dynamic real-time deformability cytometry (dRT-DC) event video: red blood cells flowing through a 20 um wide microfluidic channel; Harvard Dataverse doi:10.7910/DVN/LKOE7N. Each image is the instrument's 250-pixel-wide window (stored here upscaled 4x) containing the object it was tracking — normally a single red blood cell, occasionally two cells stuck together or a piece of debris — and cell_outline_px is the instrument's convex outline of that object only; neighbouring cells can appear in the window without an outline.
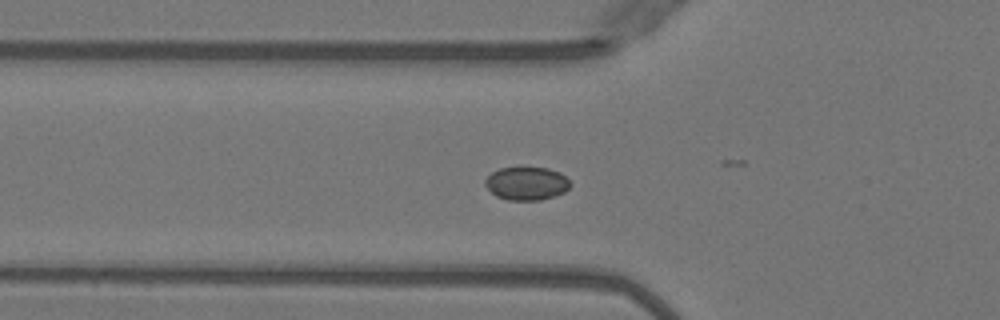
{"species": "Egyptian fruit bat (a non-hibernating species)", "species_latin": "Rousettus aegyptiacus", "temperature_condition": "warm", "stored_images_in_passage": 21, "camera_frame_rate_fps": 3000, "um_per_image_px": 0.085, "animal": {"sex": "female"}, "frame": {"image": 1, "passage_image": 17, "time_ms": 5.333, "image_size_px": [1000, 320], "cell_outline_px": [[572, 184], [564, 192], [540, 200], [508, 200], [496, 196], [484, 184], [484, 180], [492, 172], [500, 168], [520, 164], [548, 168], [560, 172]], "centroid_in_image_um": [44.74, 15.54], "position_along_channel_um": 81.1, "area_um2": 16.99}}
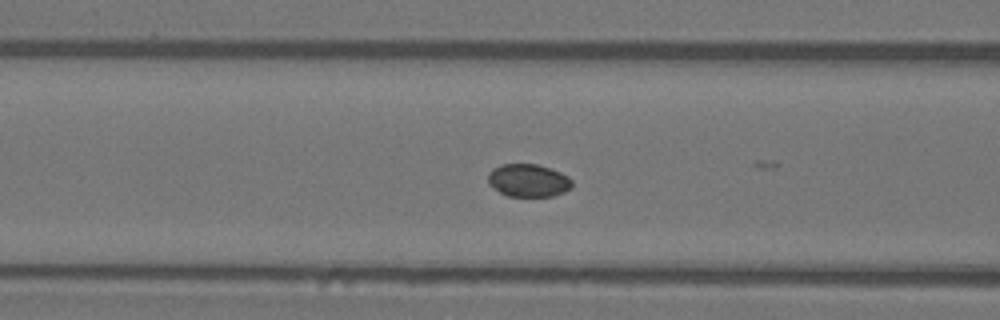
{"frame": {"image": 2, "passage_image": 20, "time_ms": 6.333, "image_size_px": [1000, 320], "cell_outline_px": [[572, 188], [564, 192], [552, 196], [508, 196], [500, 192], [488, 184], [488, 172], [492, 168], [500, 164], [536, 164], [560, 172], [568, 176], [572, 180]], "centroid_in_image_um": [44.89, 15.33], "position_along_channel_um": 121.7, "area_um2": 16.13}}